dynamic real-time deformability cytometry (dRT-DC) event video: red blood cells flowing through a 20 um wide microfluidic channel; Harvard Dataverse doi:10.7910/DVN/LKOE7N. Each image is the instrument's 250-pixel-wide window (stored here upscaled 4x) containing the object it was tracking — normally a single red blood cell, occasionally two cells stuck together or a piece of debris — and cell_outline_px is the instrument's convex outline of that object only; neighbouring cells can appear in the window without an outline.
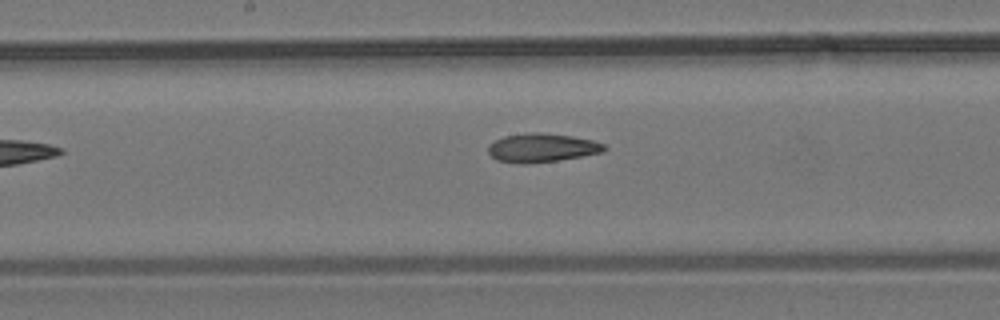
{"species": "common noctule bat (a hibernating species)", "species_latin": "Nyctalus noctula", "temperature_condition": "room temperature", "stored_images_in_passage": 7, "camera_frame_rate_fps": 3000, "um_per_image_px": 0.085, "animal": {"sex": "male", "body_mass_g": 19.2, "forearm_length_mm": 51.8}, "frame": {"image": 1, "passage_image": 5, "time_ms": 4.667, "image_size_px": [1000, 320], "cell_outline_px": [[608, 148], [604, 152], [556, 160], [528, 164], [520, 164], [496, 160], [488, 152], [488, 144], [504, 136], [532, 132], [540, 132], [572, 136], [592, 140], [604, 144]], "centroid_in_image_um": [46.05, 12.56], "position_along_channel_um": 202.2, "area_um2": 19.42}}